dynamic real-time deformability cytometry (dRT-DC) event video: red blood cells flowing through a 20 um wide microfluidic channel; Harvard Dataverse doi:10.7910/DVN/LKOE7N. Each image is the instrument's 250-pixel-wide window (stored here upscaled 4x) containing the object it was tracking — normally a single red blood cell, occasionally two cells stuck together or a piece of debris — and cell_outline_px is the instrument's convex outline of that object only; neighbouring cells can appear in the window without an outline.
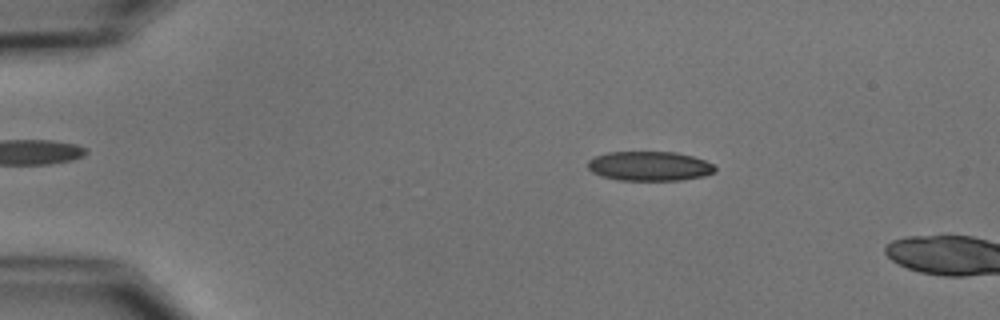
{"species": "common noctule bat (a hibernating species)", "species_latin": "Nyctalus noctula", "temperature_condition": "cold", "stored_images_in_passage": 3, "camera_frame_rate_fps": 3000, "um_per_image_px": 0.085, "animal": {"sex": "male", "body_mass_g": 15.6}, "frame": {"image": 1, "passage_image": 2, "time_ms": 1.333, "image_size_px": [1000, 320], "cell_outline_px": [[716, 172], [704, 176], [680, 180], [616, 180], [600, 176], [592, 172], [588, 168], [588, 160], [596, 156], [608, 152], [676, 152], [692, 156], [704, 160], [712, 164], [716, 168]], "centroid_in_image_um": [55.2, 14.12], "position_along_channel_um": 29.8, "area_um2": 21.91}}